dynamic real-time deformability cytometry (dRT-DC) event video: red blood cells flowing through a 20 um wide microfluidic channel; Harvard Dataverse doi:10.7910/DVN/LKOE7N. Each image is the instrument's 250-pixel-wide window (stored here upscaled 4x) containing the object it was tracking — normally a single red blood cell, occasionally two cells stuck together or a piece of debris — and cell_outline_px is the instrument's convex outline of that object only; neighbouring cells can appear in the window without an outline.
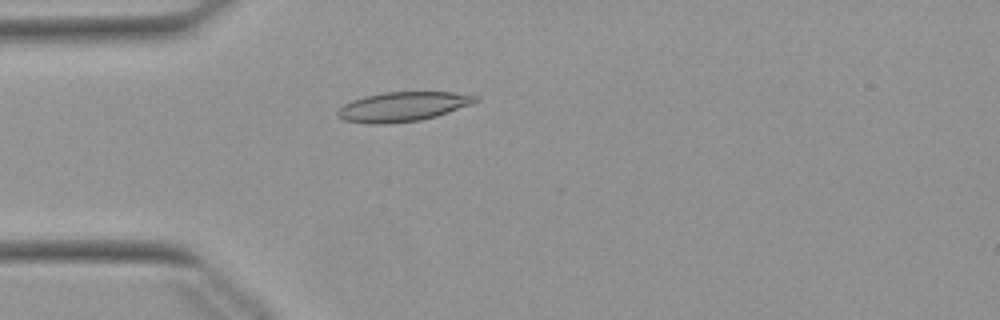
{"species": "Egyptian fruit bat (a non-hibernating species)", "species_latin": "Rousettus aegyptiacus", "temperature_condition": "warm", "stored_images_in_passage": 39, "camera_frame_rate_fps": 3000, "um_per_image_px": 0.085, "animal": {"sex": "female"}, "frame": {"image": 1, "passage_image": 1, "time_ms": 0.0, "image_size_px": [1000, 320], "cell_outline_px": [[480, 100], [472, 104], [436, 116], [420, 120], [384, 124], [372, 124], [344, 120], [336, 116], [336, 112], [344, 104], [352, 100], [364, 96], [384, 92], [452, 92], [480, 96]], "centroid_in_image_um": [34.24, 9.06], "position_along_channel_um": 50.8, "area_um2": 23.7}}
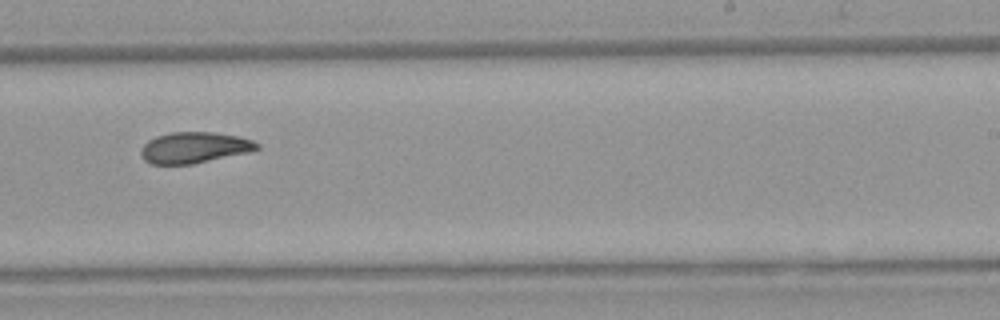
{"frame": {"image": 2, "passage_image": 19, "time_ms": 6.0, "image_size_px": [1000, 320], "cell_outline_px": [[260, 148], [248, 152], [192, 164], [148, 164], [140, 156], [140, 148], [148, 140], [156, 136], [172, 132], [212, 132], [240, 136], [252, 140], [260, 144]], "centroid_in_image_um": [16.48, 12.54], "position_along_channel_um": 272.5, "area_um2": 21.1}}
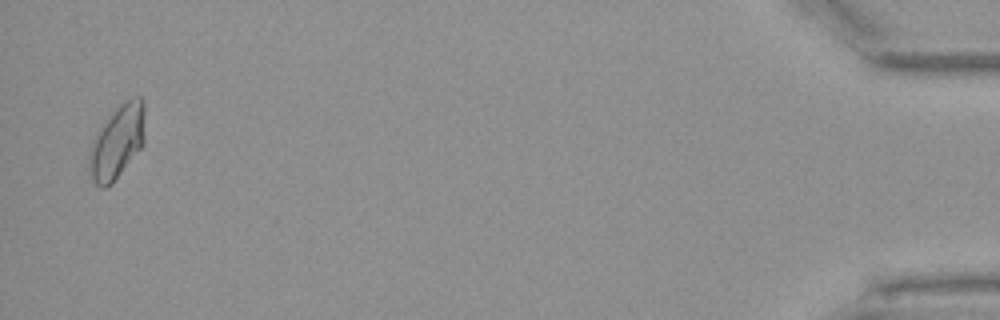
{"frame": {"image": 3, "passage_image": 38, "time_ms": 12.333, "image_size_px": [1000, 320], "cell_outline_px": [[144, 144], [112, 184], [104, 188], [100, 188], [92, 180], [88, 168], [88, 152], [92, 140], [96, 132], [104, 120], [120, 104], [132, 96], [140, 96], [144, 100]], "centroid_in_image_um": [9.94, 12.06], "position_along_channel_um": 425.3, "area_um2": 24.33}, "authors_computed_cell_mechanics": {"area_um2": 21.5594, "velocity_mm_per_s": 3.8545, "shape_relaxation_time_tau1_ms": null, "shape_relaxation_time_tau2_ms": 5.006, "deformation_change_tau1": null, "deformation_change_tau2": 0.0958}}